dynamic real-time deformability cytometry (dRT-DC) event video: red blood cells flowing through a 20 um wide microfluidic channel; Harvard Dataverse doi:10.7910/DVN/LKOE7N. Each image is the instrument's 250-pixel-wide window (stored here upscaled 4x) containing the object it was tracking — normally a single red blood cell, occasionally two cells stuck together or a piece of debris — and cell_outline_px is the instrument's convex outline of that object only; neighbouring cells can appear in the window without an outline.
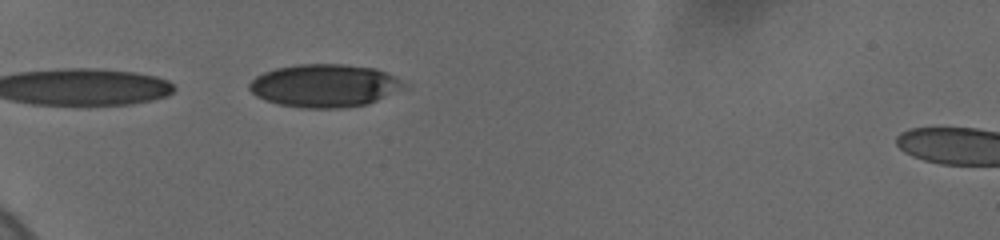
{"species": "human", "species_latin": "Homo sapiens", "temperature_condition": "cold", "stored_images_in_passage": 14, "camera_frame_rate_fps": 3000, "um_per_image_px": 0.085, "donor": {"sex": "female"}, "frame": {"image": 1, "passage_image": 12, "time_ms": 6.333, "image_size_px": [1000, 240], "cell_outline_px": [[412, 84], [408, 88], [368, 104], [344, 108], [300, 108], [280, 104], [264, 100], [256, 96], [248, 88], [248, 84], [256, 76], [264, 72], [276, 68], [296, 64], [344, 64], [376, 68], [396, 76]], "centroid_in_image_um": [27.67, 7.28], "position_along_channel_um": 57.3, "area_um2": 39.42}}
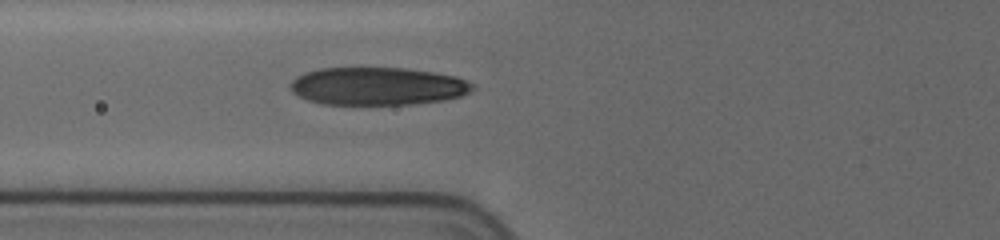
{"frame": {"image": 2, "passage_image": 14, "time_ms": 8.0, "image_size_px": [1000, 240], "cell_outline_px": [[476, 88], [460, 96], [444, 100], [408, 104], [324, 104], [308, 100], [292, 92], [288, 88], [288, 84], [296, 76], [304, 72], [320, 68], [404, 68], [432, 72], [456, 76], [472, 84]], "centroid_in_image_um": [32.04, 7.32], "position_along_channel_um": 93.8, "area_um2": 40.11}}